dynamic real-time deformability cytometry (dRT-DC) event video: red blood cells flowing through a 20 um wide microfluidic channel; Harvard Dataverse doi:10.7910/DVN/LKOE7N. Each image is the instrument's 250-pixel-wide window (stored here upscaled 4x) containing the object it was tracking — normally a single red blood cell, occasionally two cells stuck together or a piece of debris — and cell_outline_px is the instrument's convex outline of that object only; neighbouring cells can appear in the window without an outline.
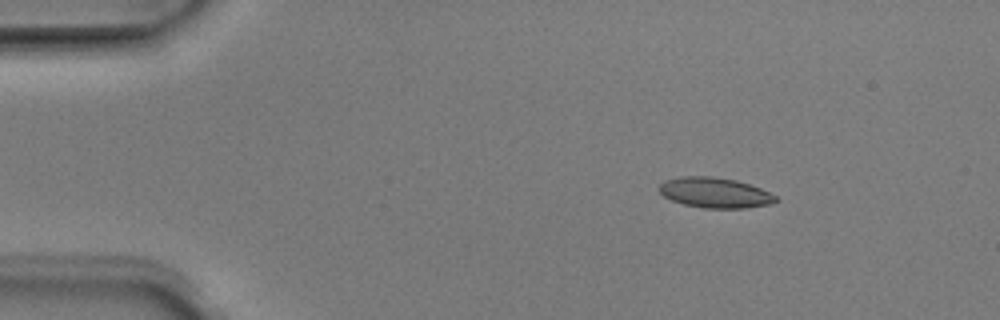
{"species": "Egyptian fruit bat (a non-hibernating species)", "species_latin": "Rousettus aegyptiacus", "temperature_condition": "room temperature", "stored_images_in_passage": 5, "camera_frame_rate_fps": 3000, "um_per_image_px": 0.085, "animal": {"sex": "male"}, "frame": {"image": 1, "passage_image": 3, "time_ms": 0.667, "image_size_px": [1000, 320], "cell_outline_px": [[780, 200], [768, 204], [744, 208], [704, 208], [684, 204], [672, 200], [664, 196], [660, 192], [660, 184], [664, 180], [680, 176], [712, 176], [736, 180], [760, 188], [776, 196]], "centroid_in_image_um": [60.75, 16.37], "position_along_channel_um": 24.2, "area_um2": 20.46}}